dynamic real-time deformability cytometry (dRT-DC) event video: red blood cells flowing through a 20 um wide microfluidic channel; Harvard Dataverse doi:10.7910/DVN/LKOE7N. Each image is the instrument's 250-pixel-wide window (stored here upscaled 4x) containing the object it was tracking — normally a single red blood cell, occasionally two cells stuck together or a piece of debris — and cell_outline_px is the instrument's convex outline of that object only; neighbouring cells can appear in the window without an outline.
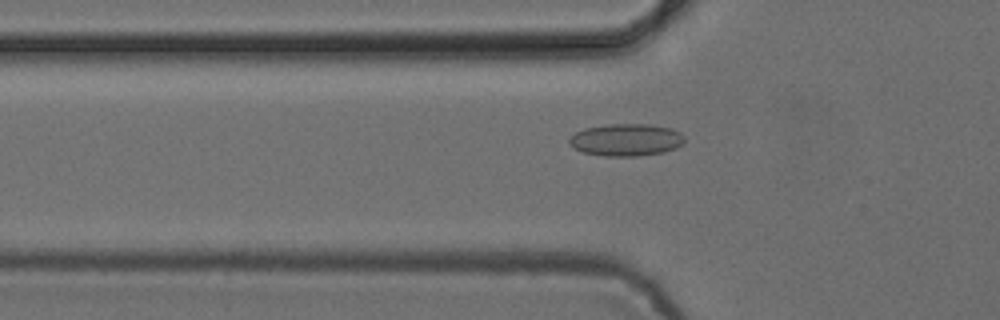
{"species": "common noctule bat (a hibernating species)", "species_latin": "Nyctalus noctula", "temperature_condition": "cold", "stored_images_in_passage": 53, "camera_frame_rate_fps": 3000, "um_per_image_px": 0.085, "animal": {"sex": "female", "body_mass_g": 24.6, "forearm_length_mm": 56.2}, "frame": {"image": 1, "passage_image": 18, "time_ms": 5.667, "image_size_px": [1000, 320], "cell_outline_px": [[684, 144], [676, 148], [664, 152], [636, 156], [604, 156], [584, 152], [568, 144], [568, 140], [576, 132], [584, 128], [612, 124], [648, 124], [672, 128], [680, 132], [684, 136]], "centroid_in_image_um": [53.26, 11.88], "position_along_channel_um": 72.5, "area_um2": 21.68}}
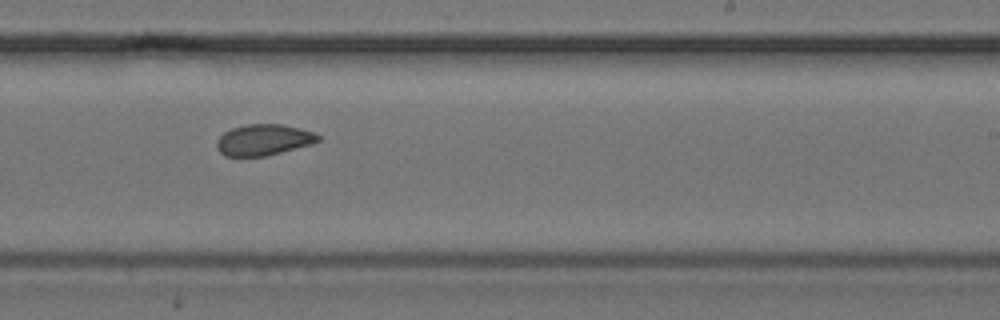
{"frame": {"image": 2, "passage_image": 33, "time_ms": 10.667, "image_size_px": [1000, 320], "cell_outline_px": [[320, 140], [312, 144], [268, 156], [224, 156], [216, 148], [216, 140], [224, 132], [232, 128], [244, 124], [280, 124], [300, 128], [312, 132], [320, 136]], "centroid_in_image_um": [22.39, 11.89], "position_along_channel_um": 266.6, "area_um2": 18.5}}
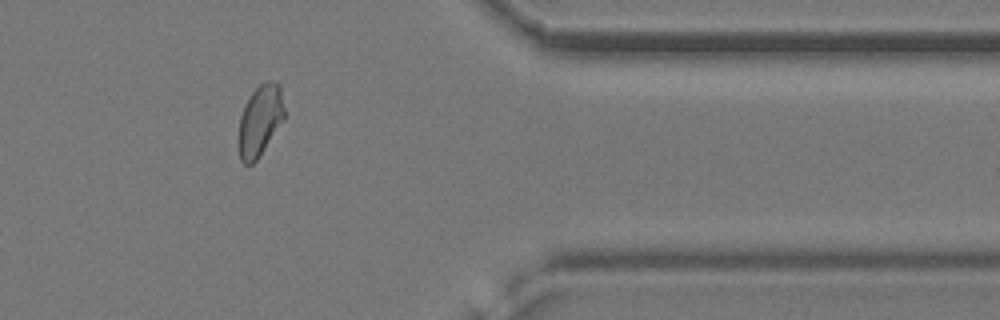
{"frame": {"image": 3, "passage_image": 44, "time_ms": 14.333, "image_size_px": [1000, 320], "cell_outline_px": [[284, 120], [260, 156], [252, 164], [244, 164], [240, 160], [240, 116], [252, 92], [260, 84], [268, 80], [276, 80], [280, 84], [284, 108]], "centroid_in_image_um": [22.15, 10.22], "position_along_channel_um": 389.3, "area_um2": 18.73}, "authors_computed_cell_mechanics": {"area_um2": 19.2474, "velocity_mm_per_s": 3.8683, "shape_relaxation_time_tau1_ms": null, "shape_relaxation_time_tau2_ms": 2.1846, "deformation_change_tau1": null, "deformation_change_tau2": 0.0543}}